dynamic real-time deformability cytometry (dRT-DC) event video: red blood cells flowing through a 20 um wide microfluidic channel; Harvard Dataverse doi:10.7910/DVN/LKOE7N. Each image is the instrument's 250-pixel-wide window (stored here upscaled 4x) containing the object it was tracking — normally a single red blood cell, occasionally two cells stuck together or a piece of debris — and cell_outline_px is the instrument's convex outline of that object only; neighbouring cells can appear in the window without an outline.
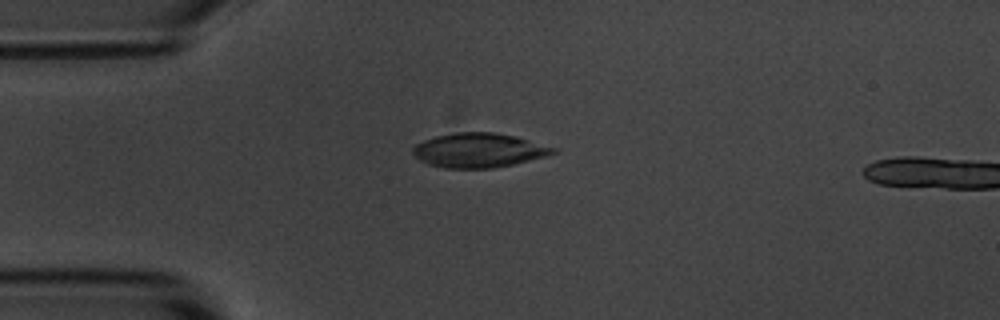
{"species": "common noctule bat (a hibernating species)", "species_latin": "Nyctalus noctula", "temperature_condition": "room temperature", "stored_images_in_passage": 44, "camera_frame_rate_fps": 3000, "um_per_image_px": 0.085, "animal": {"sex": "male", "body_mass_g": 20.1, "forearm_length_mm": 53.5}, "frame": {"image": 1, "passage_image": 6, "time_ms": 1.667, "image_size_px": [1000, 320], "cell_outline_px": [[560, 152], [512, 164], [492, 168], [444, 168], [428, 164], [420, 160], [412, 152], [412, 148], [416, 144], [424, 140], [436, 136], [456, 132], [492, 132], [512, 136], [528, 140], [556, 148]], "centroid_in_image_um": [40.67, 12.77], "position_along_channel_um": 44.3, "area_um2": 27.74}}
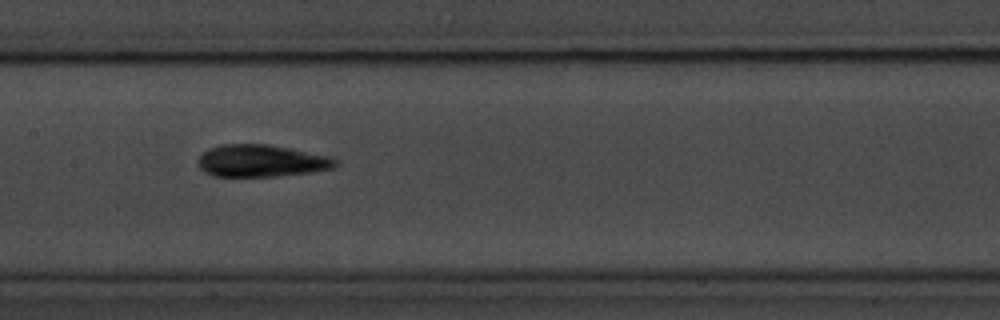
{"frame": {"image": 2, "passage_image": 19, "time_ms": 6.0, "image_size_px": [1000, 320], "cell_outline_px": [[340, 164], [336, 168], [312, 172], [280, 176], [212, 176], [204, 172], [200, 168], [196, 160], [208, 148], [224, 144], [268, 144], [328, 156], [336, 160]], "centroid_in_image_um": [22.21, 13.68], "position_along_channel_um": 185.2, "area_um2": 25.84}}
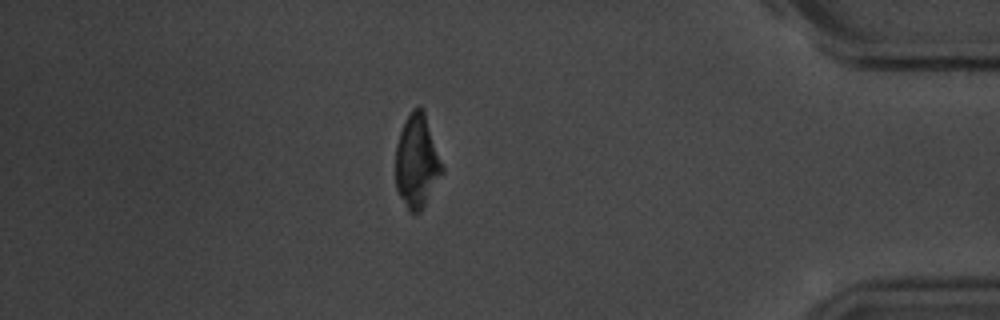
{"frame": {"image": 3, "passage_image": 40, "time_ms": 13.0, "image_size_px": [1000, 320], "cell_outline_px": [[444, 172], [420, 212], [408, 212], [396, 188], [396, 144], [400, 132], [412, 108], [420, 104], [424, 108], [444, 168]], "centroid_in_image_um": [35.45, 13.69], "position_along_channel_um": 399.7, "area_um2": 25.49}, "authors_computed_cell_mechanics": {"area_um2": 25.6632, "velocity_mm_per_s": 3.6274, "shape_relaxation_time_tau1_ms": 2.8434, "shape_relaxation_time_tau2_ms": 2.0868, "deformation_change_tau1": 0.128, "deformation_change_tau2": 0.0853}}